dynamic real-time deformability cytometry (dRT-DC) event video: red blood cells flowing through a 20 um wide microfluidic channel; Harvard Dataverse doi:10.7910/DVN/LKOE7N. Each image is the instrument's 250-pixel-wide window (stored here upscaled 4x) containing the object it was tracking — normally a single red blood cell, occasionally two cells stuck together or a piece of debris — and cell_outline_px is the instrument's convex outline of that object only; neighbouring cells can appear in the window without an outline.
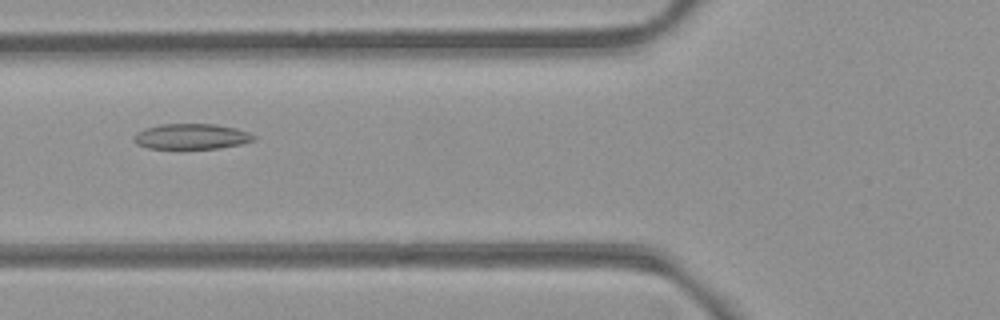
{"species": "common noctule bat (a hibernating species)", "species_latin": "Nyctalus noctula", "temperature_condition": "room temperature", "stored_images_in_passage": 53, "camera_frame_rate_fps": 3000, "um_per_image_px": 0.085, "animal": {"sex": "female", "body_mass_g": 21.9}, "frame": {"image": 1, "passage_image": 21, "time_ms": 6.667, "image_size_px": [1000, 320], "cell_outline_px": [[256, 140], [240, 144], [216, 148], [148, 148], [136, 144], [132, 140], [132, 136], [136, 132], [148, 128], [164, 124], [216, 124], [236, 128], [248, 132], [256, 136]], "centroid_in_image_um": [16.27, 11.6], "position_along_channel_um": 109.5, "area_um2": 17.69}}
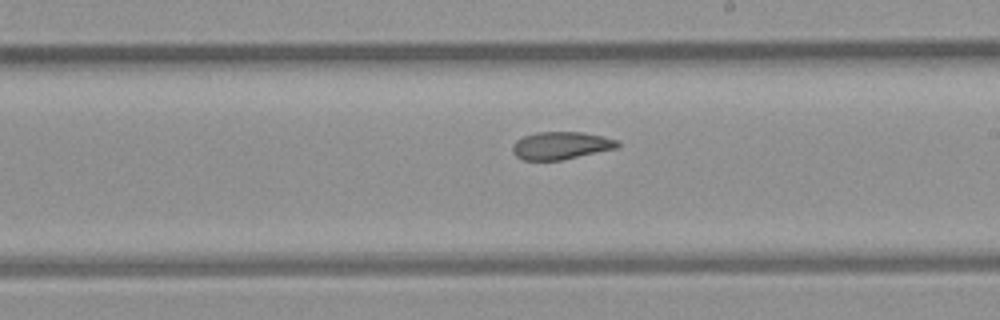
{"frame": {"image": 2, "passage_image": 31, "time_ms": 10.0, "image_size_px": [1000, 320], "cell_outline_px": [[620, 144], [616, 148], [560, 160], [524, 160], [516, 156], [512, 152], [512, 148], [516, 140], [524, 136], [540, 132], [584, 132], [616, 140]], "centroid_in_image_um": [47.64, 12.37], "position_along_channel_um": 241.4, "area_um2": 16.59}}
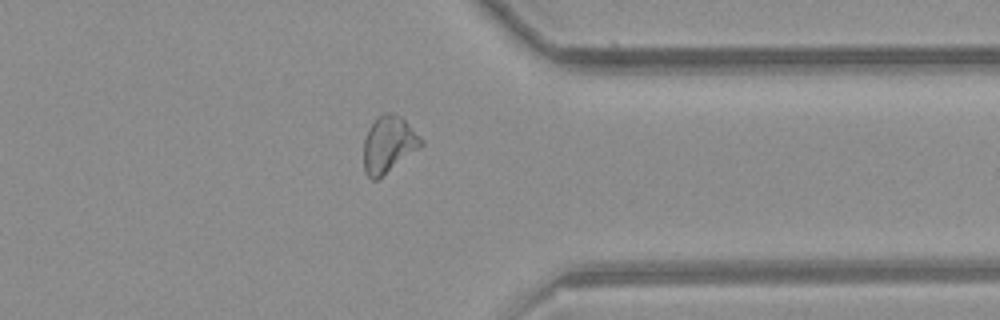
{"frame": {"image": 3, "passage_image": 42, "time_ms": 13.667, "image_size_px": [1000, 320], "cell_outline_px": [[424, 144], [376, 180], [372, 180], [364, 172], [364, 140], [368, 128], [384, 112], [392, 112], [400, 116], [424, 140]], "centroid_in_image_um": [33.02, 12.26], "position_along_channel_um": 378.4, "area_um2": 18.55}, "authors_computed_cell_mechanics": {"area_um2": 18.8428, "velocity_mm_per_s": 3.9406, "shape_relaxation_time_tau1_ms": null, "shape_relaxation_time_tau2_ms": 4.9714, "deformation_change_tau1": null, "deformation_change_tau2": 0.1121}}